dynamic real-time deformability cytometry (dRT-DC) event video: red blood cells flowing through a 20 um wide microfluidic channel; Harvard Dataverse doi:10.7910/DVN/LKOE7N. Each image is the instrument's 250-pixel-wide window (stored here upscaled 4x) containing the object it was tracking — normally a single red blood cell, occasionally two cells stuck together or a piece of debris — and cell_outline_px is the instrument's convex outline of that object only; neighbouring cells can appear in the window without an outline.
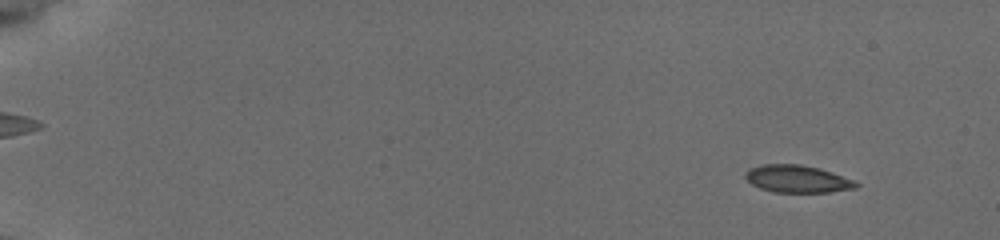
{"species": "common noctule bat (a hibernating species)", "species_latin": "Nyctalus noctula", "temperature_condition": "cold", "stored_images_in_passage": 48, "camera_frame_rate_fps": 3000, "um_per_image_px": 0.085, "animal": {"sex": "female", "body_mass_g": 19.5, "forearm_length_mm": 54.1}, "frame": {"image": 1, "passage_image": 7, "time_ms": 1.667, "image_size_px": [1000, 240], "cell_outline_px": [[860, 184], [856, 188], [828, 192], [776, 192], [760, 188], [752, 184], [744, 176], [752, 168], [764, 164], [800, 164], [816, 168], [852, 180]], "centroid_in_image_um": [67.76, 15.22], "position_along_channel_um": 17.2, "area_um2": 17.11}}
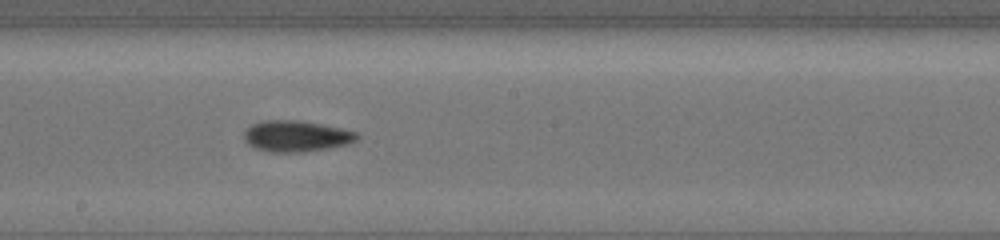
{"frame": {"image": 2, "passage_image": 30, "time_ms": 11.0, "image_size_px": [1000, 240], "cell_outline_px": [[360, 136], [356, 140], [348, 144], [328, 148], [304, 152], [268, 152], [252, 148], [244, 140], [244, 132], [252, 124], [264, 120], [296, 120], [320, 124], [340, 128], [356, 132]], "centroid_in_image_um": [25.15, 11.58], "position_along_channel_um": 223.1, "area_um2": 20.52}}
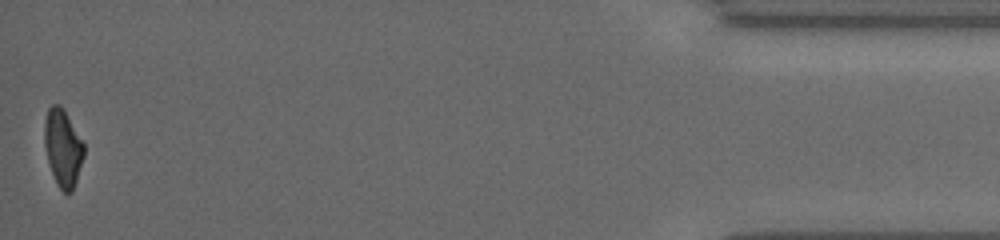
{"frame": {"image": 3, "passage_image": 48, "time_ms": 18.333, "image_size_px": [1000, 240], "cell_outline_px": [[84, 156], [72, 192], [64, 192], [56, 184], [48, 160], [44, 144], [44, 120], [48, 108], [52, 104], [60, 104], [64, 108], [84, 144]], "centroid_in_image_um": [5.33, 12.52], "position_along_channel_um": 429.9, "area_um2": 17.74}, "authors_computed_cell_mechanics": {"area_um2": 18.3804, "velocity_mm_per_s": 3.8386, "shape_relaxation_time_tau1_ms": 3.8903, "shape_relaxation_time_tau2_ms": null, "deformation_change_tau1": 0.1001, "deformation_change_tau2": null}}